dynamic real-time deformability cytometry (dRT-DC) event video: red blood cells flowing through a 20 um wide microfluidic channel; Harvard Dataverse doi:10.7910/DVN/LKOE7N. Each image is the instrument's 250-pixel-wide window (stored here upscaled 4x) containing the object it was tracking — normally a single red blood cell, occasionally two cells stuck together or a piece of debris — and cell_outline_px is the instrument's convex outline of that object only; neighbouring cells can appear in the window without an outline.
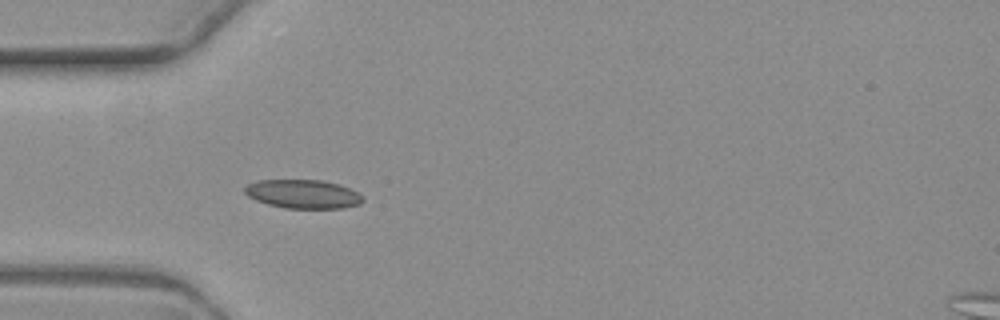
{"species": "common noctule bat (a hibernating species)", "species_latin": "Nyctalus noctula", "temperature_condition": "warm", "stored_images_in_passage": 1, "camera_frame_rate_fps": 3000, "um_per_image_px": 0.085, "animal": {"sex": "female", "body_mass_g": 19.3, "forearm_length_mm": 54.1}, "frame": {"image": 1, "passage_image": 1, "time_ms": 0.0, "image_size_px": [1000, 320], "cell_outline_px": [[364, 200], [360, 204], [344, 208], [284, 208], [268, 204], [256, 200], [248, 196], [244, 192], [244, 188], [248, 184], [256, 180], [320, 180], [340, 184], [364, 196]], "centroid_in_image_um": [25.76, 16.49], "position_along_channel_um": 59.2, "area_um2": 19.83}}